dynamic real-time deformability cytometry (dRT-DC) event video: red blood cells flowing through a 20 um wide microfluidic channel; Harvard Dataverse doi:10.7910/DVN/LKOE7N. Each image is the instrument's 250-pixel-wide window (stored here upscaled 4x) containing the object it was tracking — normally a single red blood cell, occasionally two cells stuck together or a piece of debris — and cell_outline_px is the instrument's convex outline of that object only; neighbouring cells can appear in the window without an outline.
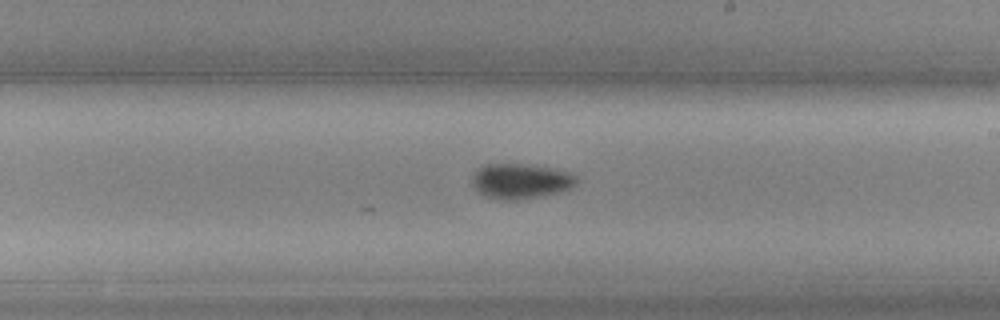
{"species": "common noctule bat (a hibernating species)", "species_latin": "Nyctalus noctula", "temperature_condition": "cold", "stored_images_in_passage": 34, "camera_frame_rate_fps": 3000, "um_per_image_px": 0.085, "animal": {"sex": "female", "body_mass_g": 19.3, "forearm_length_mm": 54.1}, "frame": {"image": 1, "passage_image": 34, "time_ms": 11.0, "image_size_px": [1000, 320], "cell_outline_px": [[576, 184], [568, 188], [556, 192], [540, 196], [516, 200], [496, 200], [484, 196], [472, 184], [472, 176], [480, 168], [488, 164], [520, 164], [552, 168], [568, 172], [576, 176]], "centroid_in_image_um": [44.22, 15.4], "position_along_channel_um": 244.8, "area_um2": 20.98}}